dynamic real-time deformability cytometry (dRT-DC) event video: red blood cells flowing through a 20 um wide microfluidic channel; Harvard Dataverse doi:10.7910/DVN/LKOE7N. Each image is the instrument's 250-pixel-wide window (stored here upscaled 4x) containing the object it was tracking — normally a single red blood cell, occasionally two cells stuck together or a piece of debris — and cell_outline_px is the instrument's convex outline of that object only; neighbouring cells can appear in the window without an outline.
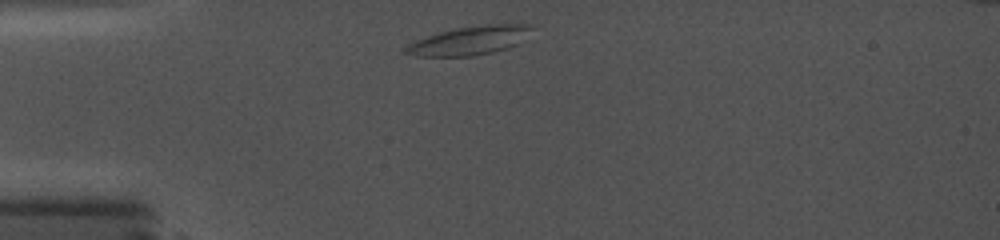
{"species": "common noctule bat (a hibernating species)", "species_latin": "Nyctalus noctula", "temperature_condition": "cold", "stored_images_in_passage": 24, "camera_frame_rate_fps": 5000, "um_per_image_px": 0.085, "animal": {"sex": "female", "body_mass_g": 19.0, "forearm_length_mm": 56.7}, "frame": {"image": 1, "passage_image": 1, "time_ms": 0.0, "image_size_px": [1000, 240], "cell_outline_px": [[532, 28], [520, 44], [508, 48], [492, 52], [472, 56], [416, 56], [404, 52], [404, 48], [408, 44], [416, 40], [440, 32], [456, 28], [484, 24], [532, 24]], "centroid_in_image_um": [39.94, 3.44], "position_along_channel_um": 45.1, "area_um2": 20.98}}
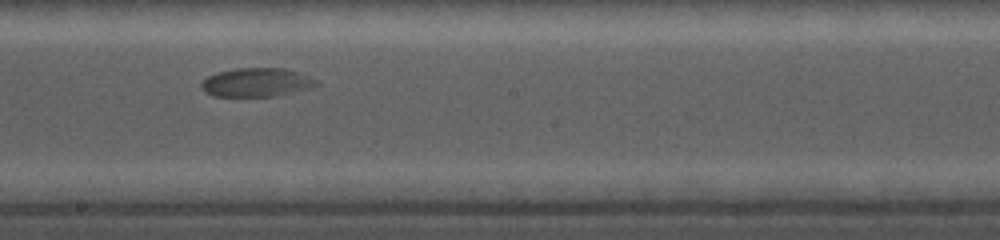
{"frame": {"image": 2, "passage_image": 13, "time_ms": 5.8, "image_size_px": [1000, 240], "cell_outline_px": [[320, 84], [312, 88], [276, 96], [212, 96], [204, 92], [200, 88], [200, 84], [208, 76], [216, 72], [236, 68], [284, 68], [320, 80]], "centroid_in_image_um": [21.81, 7.01], "position_along_channel_um": 226.4, "area_um2": 19.48}}
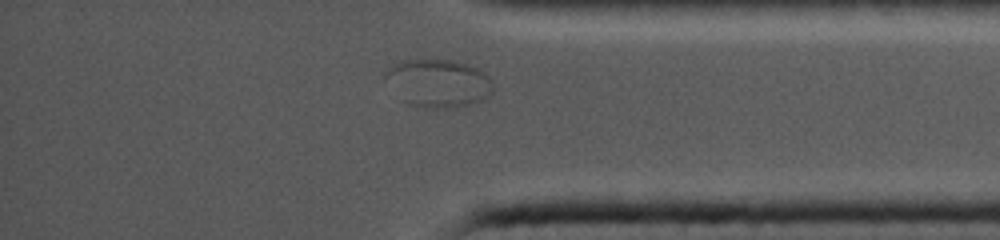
{"frame": {"image": 3, "passage_image": 21, "time_ms": 10.6, "image_size_px": [1000, 240], "cell_outline_px": [[492, 92], [480, 100], [472, 104], [448, 108], [428, 108], [404, 104], [400, 100], [384, 76], [392, 64], [404, 60], [456, 60], [468, 64], [484, 72], [492, 80]], "centroid_in_image_um": [37.23, 7.07], "position_along_channel_um": 398.0, "area_um2": 30.11}}